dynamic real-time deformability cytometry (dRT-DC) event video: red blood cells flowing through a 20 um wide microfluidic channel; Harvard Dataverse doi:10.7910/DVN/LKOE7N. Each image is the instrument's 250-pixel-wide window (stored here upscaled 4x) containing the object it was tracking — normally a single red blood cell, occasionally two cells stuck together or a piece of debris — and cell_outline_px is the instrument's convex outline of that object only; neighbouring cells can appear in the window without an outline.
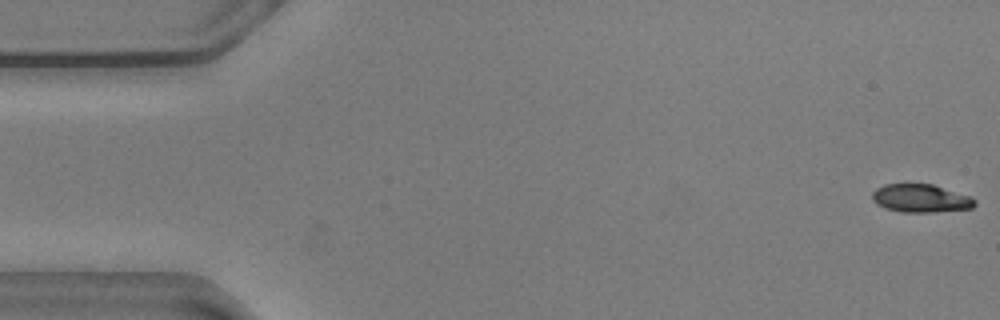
{"species": "common noctule bat (a hibernating species)", "species_latin": "Nyctalus noctula", "temperature_condition": "warm", "stored_images_in_passage": 54, "camera_frame_rate_fps": 3000, "um_per_image_px": 0.085, "animal": {"sex": "male", "body_mass_g": 20.5, "forearm_length_mm": 52.5}, "frame": {"image": 1, "passage_image": 1, "time_ms": 0.0, "image_size_px": [1000, 320], "cell_outline_px": [[976, 204], [972, 208], [932, 212], [900, 212], [884, 208], [876, 204], [872, 200], [872, 192], [876, 188], [884, 184], [932, 184], [972, 196], [976, 200]], "centroid_in_image_um": [78.25, 16.86], "position_along_channel_um": 6.7, "area_um2": 16.99}}
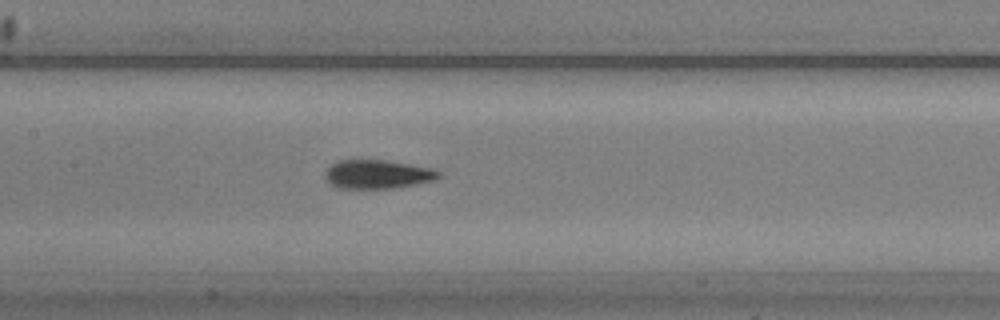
{"frame": {"image": 2, "passage_image": 26, "time_ms": 8.333, "image_size_px": [1000, 320], "cell_outline_px": [[440, 176], [432, 180], [416, 184], [392, 188], [336, 188], [324, 176], [328, 168], [336, 160], [384, 160], [432, 168], [440, 172]], "centroid_in_image_um": [32.07, 14.81], "position_along_channel_um": 175.3, "area_um2": 18.79}}
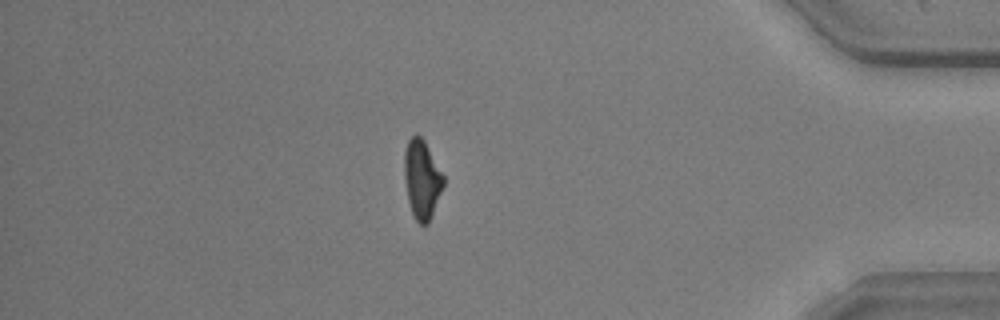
{"frame": {"image": 3, "passage_image": 48, "time_ms": 15.667, "image_size_px": [1000, 320], "cell_outline_px": [[444, 184], [428, 224], [420, 224], [412, 216], [408, 200], [404, 176], [404, 152], [408, 140], [412, 136], [420, 136], [424, 140], [444, 176]], "centroid_in_image_um": [35.85, 15.25], "position_along_channel_um": 399.4, "area_um2": 17.8}}